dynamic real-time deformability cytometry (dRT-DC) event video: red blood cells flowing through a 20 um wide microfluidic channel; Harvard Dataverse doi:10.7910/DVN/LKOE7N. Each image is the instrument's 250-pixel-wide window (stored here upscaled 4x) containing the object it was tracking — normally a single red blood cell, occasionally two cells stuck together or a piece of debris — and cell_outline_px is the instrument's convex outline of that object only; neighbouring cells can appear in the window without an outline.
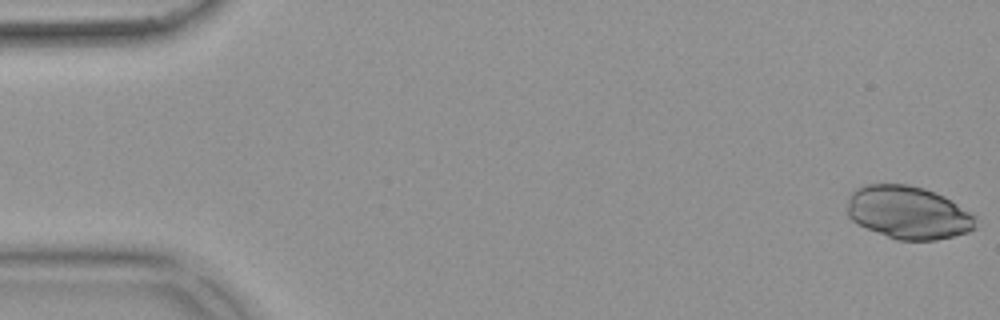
{"species": "common noctule bat (a hibernating species)", "species_latin": "Nyctalus noctula", "temperature_condition": "warm", "stored_images_in_passage": 52, "camera_frame_rate_fps": 3000, "um_per_image_px": 0.085, "animal": {"sex": "female", "body_mass_g": 18.4}, "frame": {"image": 1, "passage_image": 1, "time_ms": 0.0, "image_size_px": [1000, 320], "cell_outline_px": [[976, 228], [968, 232], [936, 240], [896, 240], [868, 228], [852, 220], [848, 216], [848, 196], [856, 188], [864, 184], [908, 184], [924, 188], [944, 196], [976, 216]], "centroid_in_image_um": [77.2, 18.06], "position_along_channel_um": 7.8, "area_um2": 39.54}}